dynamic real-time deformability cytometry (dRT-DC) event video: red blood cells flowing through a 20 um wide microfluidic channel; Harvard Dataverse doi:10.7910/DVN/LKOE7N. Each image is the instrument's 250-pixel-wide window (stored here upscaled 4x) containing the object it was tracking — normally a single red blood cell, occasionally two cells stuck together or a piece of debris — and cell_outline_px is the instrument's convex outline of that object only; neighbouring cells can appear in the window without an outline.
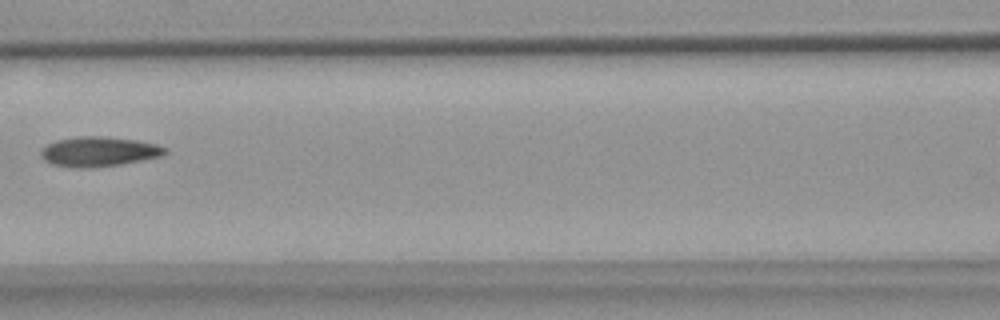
{"species": "common noctule bat (a hibernating species)", "species_latin": "Nyctalus noctula", "temperature_condition": "warm", "stored_images_in_passage": 7, "camera_frame_rate_fps": 3000, "um_per_image_px": 0.085, "animal": {"sex": "female", "body_mass_g": 18.4}, "frame": {"image": 1, "passage_image": 4, "time_ms": 3.667, "image_size_px": [1000, 320], "cell_outline_px": [[168, 152], [164, 156], [144, 160], [120, 164], [88, 168], [72, 168], [52, 164], [44, 160], [40, 156], [40, 152], [48, 144], [56, 140], [80, 136], [96, 136], [136, 140], [156, 144], [168, 148]], "centroid_in_image_um": [8.43, 12.9], "position_along_channel_um": 158.2, "area_um2": 21.62}}
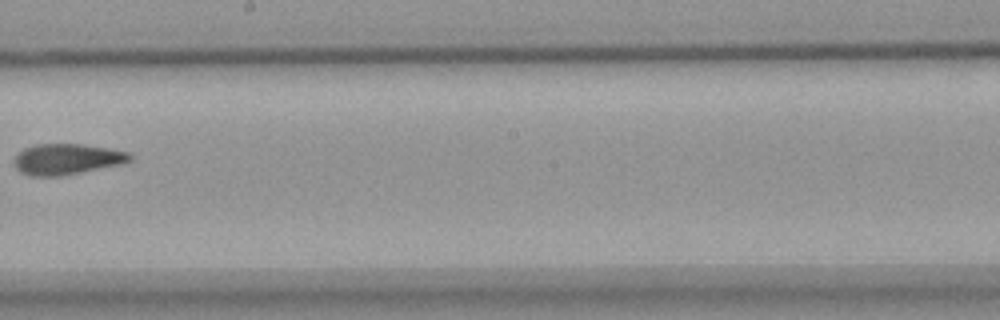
{"frame": {"image": 2, "passage_image": 6, "time_ms": 6.0, "image_size_px": [1000, 320], "cell_outline_px": [[132, 160], [120, 164], [60, 176], [32, 176], [20, 172], [12, 164], [16, 156], [24, 148], [36, 144], [84, 144], [108, 148], [128, 152], [132, 156]], "centroid_in_image_um": [5.66, 13.52], "position_along_channel_um": 242.5, "area_um2": 20.69}}
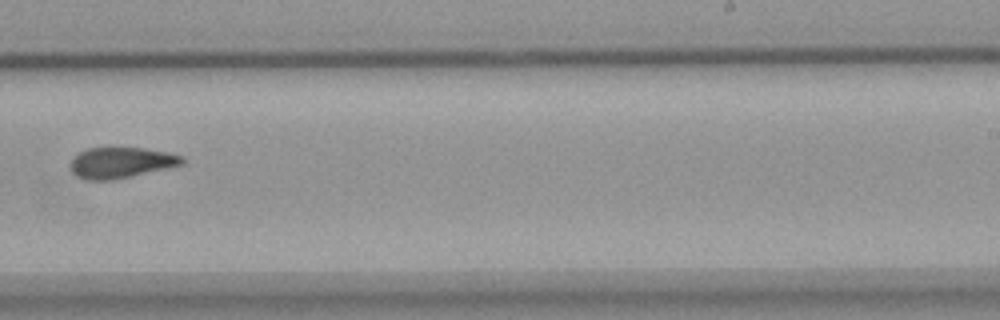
{"frame": {"image": 3, "passage_image": 7, "time_ms": 7.0, "image_size_px": [1000, 320], "cell_outline_px": [[184, 164], [168, 168], [132, 176], [112, 180], [88, 180], [76, 176], [68, 168], [68, 164], [72, 156], [88, 148], [144, 148], [168, 152], [184, 156]], "centroid_in_image_um": [10.25, 13.83], "position_along_channel_um": 278.7, "area_um2": 20.35}}